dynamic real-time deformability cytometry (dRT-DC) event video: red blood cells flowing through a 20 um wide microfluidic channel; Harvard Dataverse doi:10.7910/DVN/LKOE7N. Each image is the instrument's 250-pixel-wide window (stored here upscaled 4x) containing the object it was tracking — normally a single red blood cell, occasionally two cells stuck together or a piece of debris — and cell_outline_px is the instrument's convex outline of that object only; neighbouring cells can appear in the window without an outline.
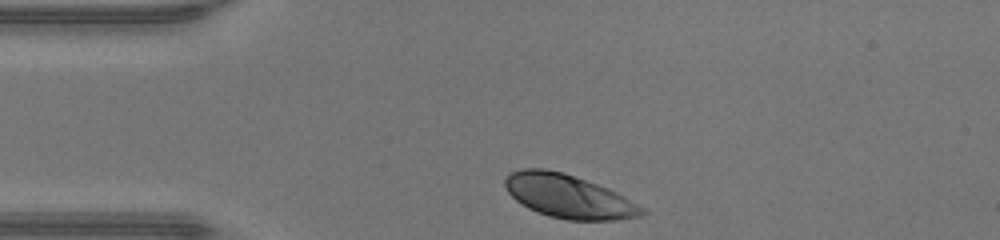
{"species": "human", "species_latin": "Homo sapiens", "temperature_condition": "warm", "stored_images_in_passage": 28, "camera_frame_rate_fps": 3000, "um_per_image_px": 0.085, "donor": {"sex": "male"}, "frame": {"image": 1, "passage_image": 1, "time_ms": 0.0, "image_size_px": [1000, 240], "cell_outline_px": [[648, 212], [640, 216], [616, 220], [568, 220], [548, 216], [528, 208], [516, 200], [508, 192], [504, 184], [504, 180], [512, 172], [520, 168], [544, 168], [564, 172], [608, 188], [624, 196], [644, 208]], "centroid_in_image_um": [48.32, 16.68], "position_along_channel_um": 36.7, "area_um2": 34.68}}
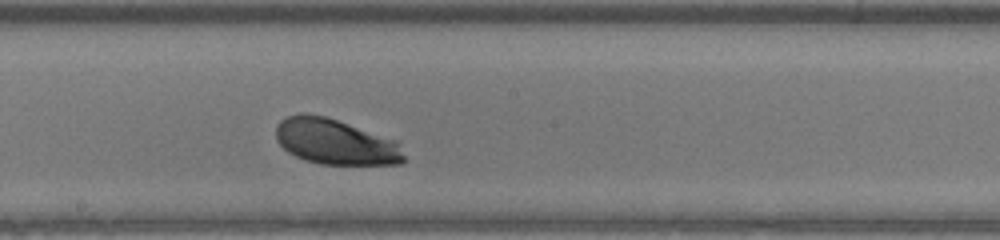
{"frame": {"image": 2, "passage_image": 16, "time_ms": 5.0, "image_size_px": [1000, 240], "cell_outline_px": [[404, 160], [400, 164], [320, 164], [304, 160], [288, 152], [276, 140], [276, 124], [280, 120], [288, 116], [300, 112], [308, 112], [324, 116], [400, 140], [404, 156]], "centroid_in_image_um": [28.52, 12.04], "position_along_channel_um": 219.7, "area_um2": 34.45}}
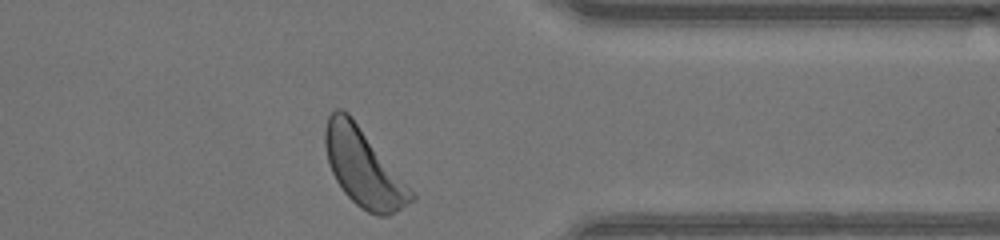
{"frame": {"image": 3, "passage_image": 28, "time_ms": 9.0, "image_size_px": [1000, 240], "cell_outline_px": [[416, 196], [408, 204], [396, 212], [388, 216], [376, 216], [360, 208], [344, 192], [336, 180], [328, 164], [324, 144], [324, 128], [328, 116], [336, 108], [344, 108], [352, 116], [416, 192]], "centroid_in_image_um": [30.91, 14.22], "position_along_channel_um": 380.5, "area_um2": 39.54}, "authors_computed_cell_mechanics": {"area_um2": 34.4488, "velocity_mm_per_s": 4.325, "shape_relaxation_time_tau1_ms": 1.1845, "shape_relaxation_time_tau2_ms": 4.1202, "deformation_change_tau1": 0.1015, "deformation_change_tau2": 0.1108}}